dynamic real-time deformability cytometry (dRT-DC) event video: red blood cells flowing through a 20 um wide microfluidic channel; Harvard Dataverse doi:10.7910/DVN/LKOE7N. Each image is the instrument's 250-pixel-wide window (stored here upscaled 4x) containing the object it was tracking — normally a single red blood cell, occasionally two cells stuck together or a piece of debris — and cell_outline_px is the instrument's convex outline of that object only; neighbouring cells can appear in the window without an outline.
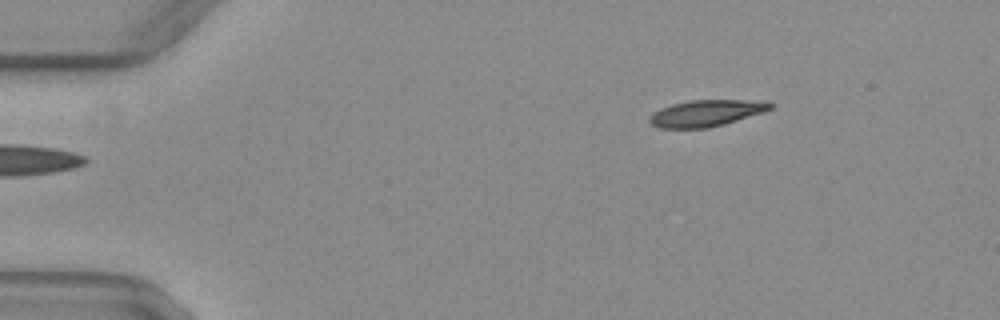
{"species": "common noctule bat (a hibernating species)", "species_latin": "Nyctalus noctula", "temperature_condition": "warm", "stored_images_in_passage": 44, "camera_frame_rate_fps": 3000, "um_per_image_px": 0.085, "animal": {"sex": "female", "body_mass_g": 29.2, "forearm_length_mm": 56.3}, "frame": {"image": 1, "passage_image": 1, "time_ms": 0.0, "image_size_px": [1000, 320], "cell_outline_px": [[772, 108], [764, 112], [724, 124], [708, 128], [660, 128], [652, 124], [648, 120], [648, 116], [660, 108], [672, 104], [688, 100], [744, 100], [772, 104]], "centroid_in_image_um": [59.95, 9.63], "position_along_channel_um": 25.1, "area_um2": 18.44}}
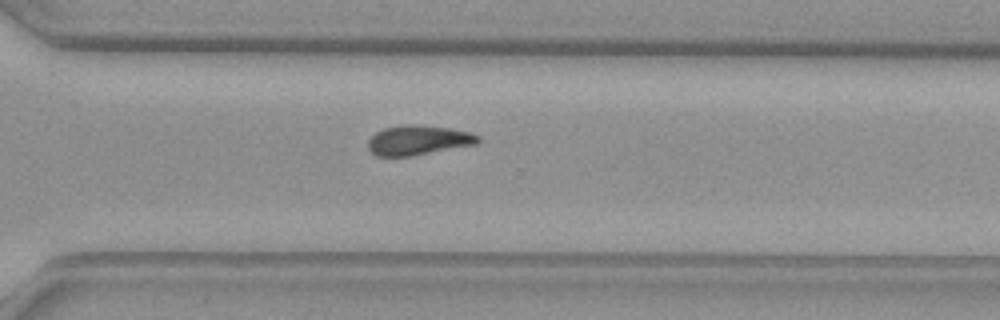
{"frame": {"image": 2, "passage_image": 30, "time_ms": 9.667, "image_size_px": [1000, 320], "cell_outline_px": [[480, 140], [476, 144], [412, 156], [376, 156], [368, 148], [368, 140], [376, 132], [384, 128], [400, 124], [412, 124], [452, 128], [472, 132], [480, 136]], "centroid_in_image_um": [35.56, 11.9], "position_along_channel_um": 335.0, "area_um2": 19.19}}
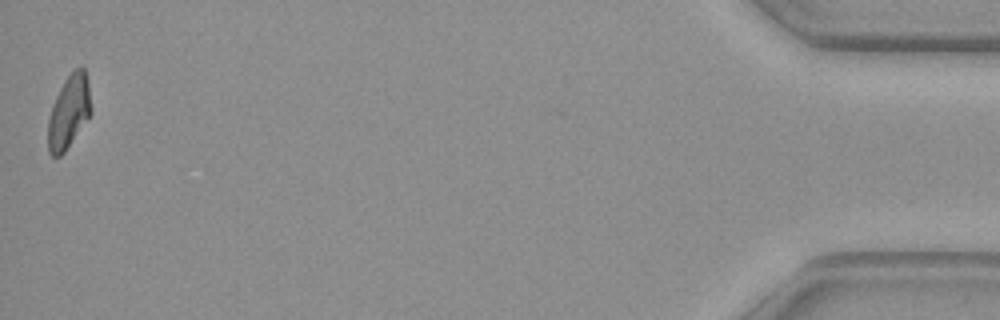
{"frame": {"image": 3, "passage_image": 44, "time_ms": 14.333, "image_size_px": [1000, 320], "cell_outline_px": [[92, 112], [64, 152], [60, 156], [52, 156], [48, 152], [48, 120], [52, 104], [64, 80], [80, 64], [84, 68], [88, 80], [92, 108]], "centroid_in_image_um": [5.86, 9.47], "position_along_channel_um": 429.3, "area_um2": 18.32}, "authors_computed_cell_mechanics": {"area_um2": 19.2185, "velocity_mm_per_s": 4.0696, "shape_relaxation_time_tau1_ms": 9.9987, "shape_relaxation_time_tau2_ms": null, "deformation_change_tau1": 0.2515, "deformation_change_tau2": null}}